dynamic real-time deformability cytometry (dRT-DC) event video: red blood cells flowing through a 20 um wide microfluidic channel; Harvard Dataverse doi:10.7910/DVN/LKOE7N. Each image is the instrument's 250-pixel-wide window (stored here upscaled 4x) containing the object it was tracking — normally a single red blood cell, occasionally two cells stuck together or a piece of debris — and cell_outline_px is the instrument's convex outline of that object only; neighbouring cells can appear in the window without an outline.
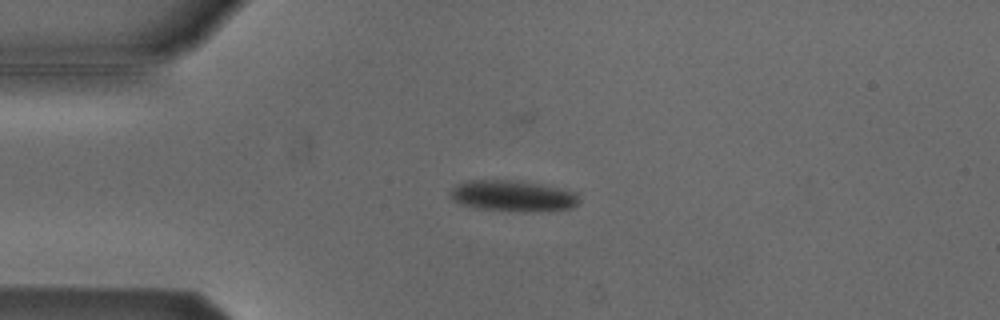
{"species": "Egyptian fruit bat (a non-hibernating species)", "species_latin": "Rousettus aegyptiacus", "temperature_condition": "cold", "stored_images_in_passage": 9, "camera_frame_rate_fps": 3000, "um_per_image_px": 0.085, "animal": {"sex": "male"}, "frame": {"image": 1, "passage_image": 5, "time_ms": 1.333, "image_size_px": [1000, 320], "cell_outline_px": [[580, 200], [572, 208], [532, 212], [520, 212], [476, 208], [460, 204], [452, 200], [448, 196], [448, 192], [456, 184], [468, 180], [512, 180], [540, 184], [560, 188], [576, 192]], "centroid_in_image_um": [43.54, 16.66], "position_along_channel_um": 41.5, "area_um2": 23.64}}
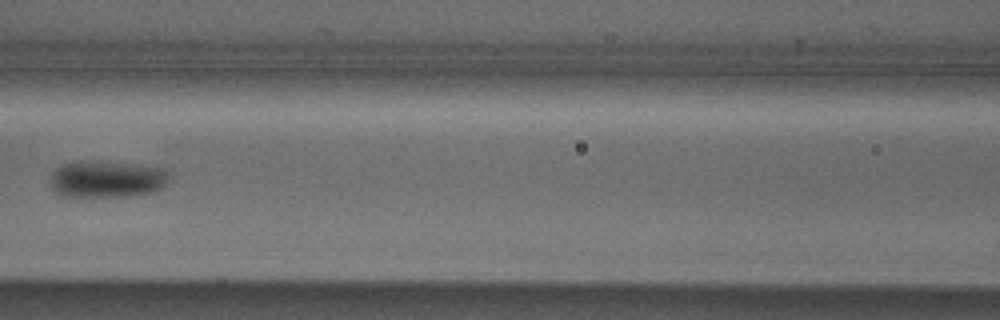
{"frame": {"image": 2, "passage_image": 8, "time_ms": 2.333, "image_size_px": [1000, 320], "cell_outline_px": [[168, 180], [160, 188], [152, 192], [132, 196], [60, 196], [52, 188], [48, 180], [52, 172], [56, 168], [72, 160], [100, 160], [140, 164], [168, 168]], "centroid_in_image_um": [9.06, 15.19], "position_along_channel_um": 157.5, "area_um2": 26.3}}
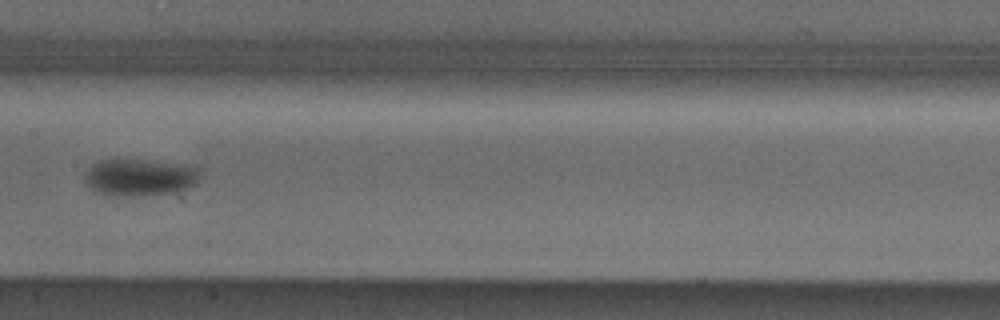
{"frame": {"image": 3, "passage_image": 9, "time_ms": 2.667, "image_size_px": [1000, 320], "cell_outline_px": [[200, 168], [196, 184], [188, 188], [172, 192], [116, 196], [96, 192], [84, 180], [84, 172], [92, 164], [100, 160], [140, 160], [196, 164]], "centroid_in_image_um": [11.91, 15.04], "position_along_channel_um": 195.5, "area_um2": 24.8}}